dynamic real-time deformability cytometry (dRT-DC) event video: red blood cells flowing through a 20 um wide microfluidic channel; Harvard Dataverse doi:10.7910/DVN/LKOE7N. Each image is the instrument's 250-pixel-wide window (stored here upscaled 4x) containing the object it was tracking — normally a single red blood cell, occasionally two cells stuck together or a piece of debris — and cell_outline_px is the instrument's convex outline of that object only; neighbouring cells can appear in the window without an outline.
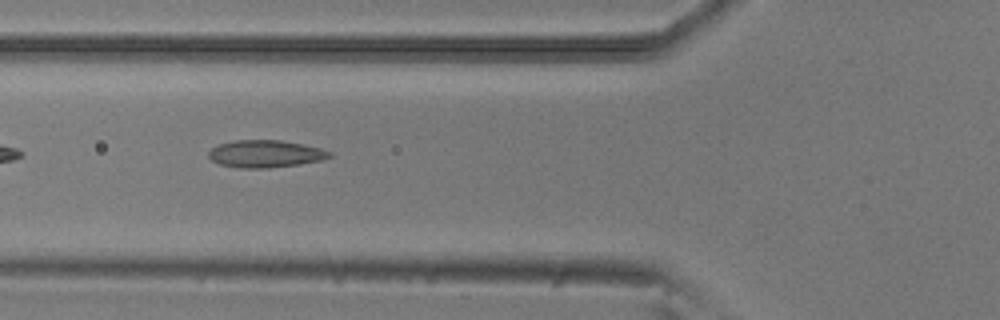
{"species": "common noctule bat (a hibernating species)", "species_latin": "Nyctalus noctula", "temperature_condition": "room temperature", "stored_images_in_passage": 5, "camera_frame_rate_fps": 3000, "um_per_image_px": 0.085, "animal": {"sex": "male", "body_mass_g": 20.5, "forearm_length_mm": 52.5}, "frame": {"image": 1, "passage_image": 4, "time_ms": 1.0, "image_size_px": [1000, 320], "cell_outline_px": [[332, 156], [324, 160], [268, 168], [240, 168], [220, 164], [212, 160], [208, 156], [208, 152], [212, 148], [220, 144], [236, 140], [280, 140], [304, 144], [320, 148], [332, 152]], "centroid_in_image_um": [22.58, 13.07], "position_along_channel_um": 103.2, "area_um2": 19.19}}
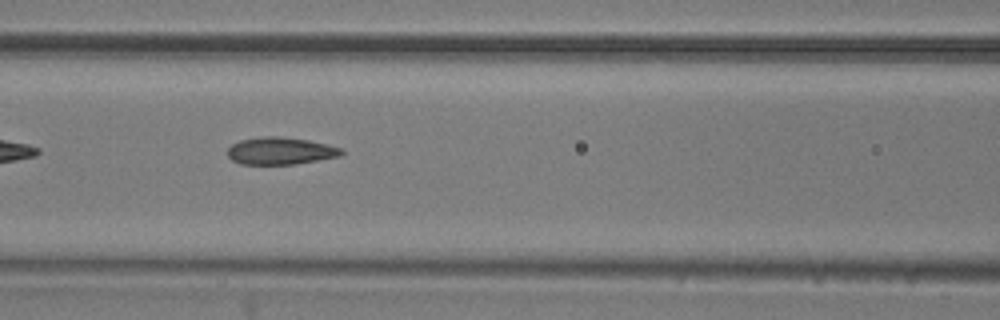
{"frame": {"image": 2, "passage_image": 5, "time_ms": 1.333, "image_size_px": [1000, 320], "cell_outline_px": [[344, 152], [340, 156], [296, 164], [240, 164], [232, 160], [228, 156], [228, 148], [232, 144], [240, 140], [264, 136], [280, 136], [308, 140], [328, 144], [344, 148]], "centroid_in_image_um": [23.86, 12.82], "position_along_channel_um": 142.7, "area_um2": 18.21}}